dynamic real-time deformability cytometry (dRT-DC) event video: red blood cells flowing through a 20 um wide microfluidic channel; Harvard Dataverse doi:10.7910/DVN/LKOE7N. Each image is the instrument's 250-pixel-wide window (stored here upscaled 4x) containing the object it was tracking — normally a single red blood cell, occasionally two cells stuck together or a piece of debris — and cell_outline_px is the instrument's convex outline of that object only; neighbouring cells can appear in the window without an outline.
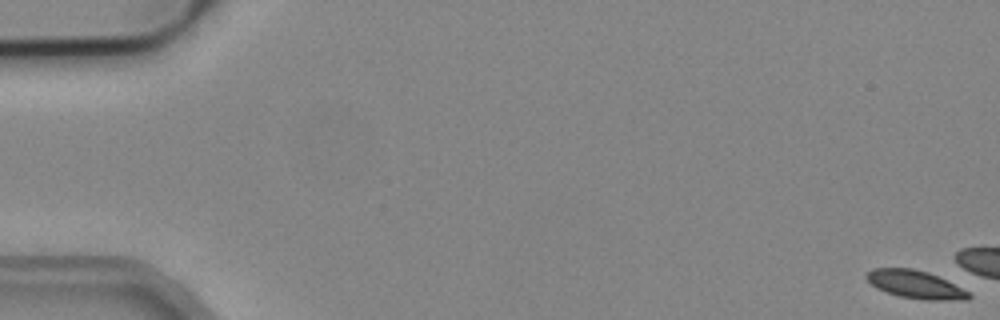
{"species": "common noctule bat (a hibernating species)", "species_latin": "Nyctalus noctula", "temperature_condition": "cold", "stored_images_in_passage": 7, "camera_frame_rate_fps": 3000, "um_per_image_px": 0.085, "animal": {"sex": "male", "body_mass_g": 19.2, "forearm_length_mm": 51.8}, "frame": {"image": 1, "passage_image": 1, "time_ms": 0.0, "image_size_px": [1000, 320], "cell_outline_px": [[972, 296], [968, 300], [924, 300], [900, 296], [876, 288], [864, 276], [872, 268], [912, 268], [928, 272], [968, 292]], "centroid_in_image_um": [77.78, 24.18], "position_along_channel_um": 7.2, "area_um2": 16.36}}
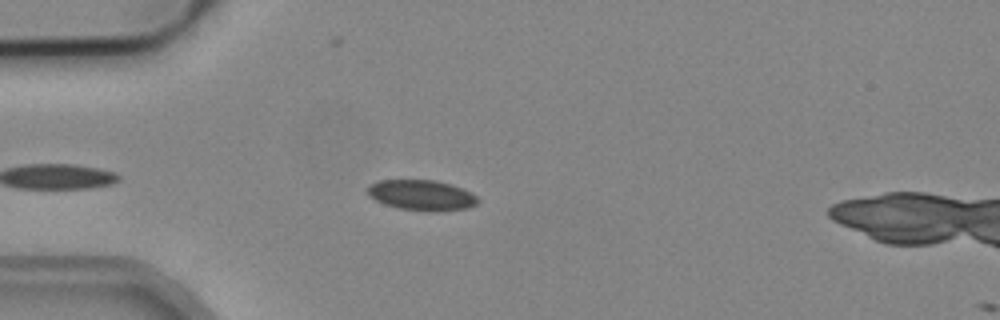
{"frame": {"image": 2, "passage_image": 6, "time_ms": 1.667, "image_size_px": [1000, 320], "cell_outline_px": [[480, 200], [476, 204], [468, 208], [400, 208], [384, 204], [376, 200], [368, 192], [368, 188], [372, 184], [380, 180], [432, 180], [452, 184], [476, 196]], "centroid_in_image_um": [35.82, 16.53], "position_along_channel_um": 49.2, "area_um2": 18.26}}